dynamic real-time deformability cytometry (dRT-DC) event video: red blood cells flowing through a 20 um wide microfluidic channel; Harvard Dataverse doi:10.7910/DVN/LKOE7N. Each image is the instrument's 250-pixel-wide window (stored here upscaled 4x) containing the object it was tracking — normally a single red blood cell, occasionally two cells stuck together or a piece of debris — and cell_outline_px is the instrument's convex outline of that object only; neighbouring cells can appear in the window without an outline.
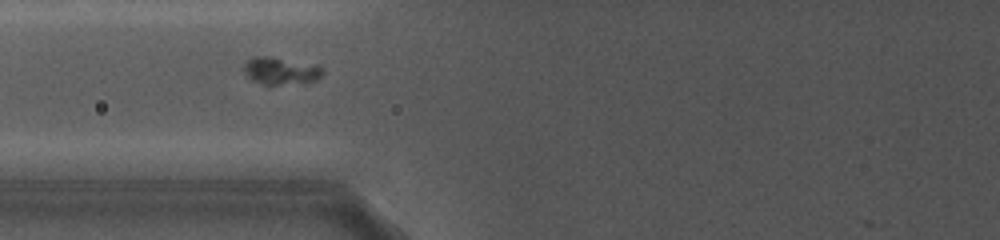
{"species": "common noctule bat (a hibernating species)", "species_latin": "Nyctalus noctula", "temperature_condition": "cold", "stored_images_in_passage": 35, "camera_frame_rate_fps": 5000, "um_per_image_px": 0.085, "animal": {"sex": "female", "body_mass_g": 19.0, "forearm_length_mm": 56.7}, "frame": {"image": 1, "passage_image": 10, "time_ms": 2.4, "image_size_px": [1000, 240], "cell_outline_px": [[324, 72], [316, 80], [276, 84], [264, 84], [252, 80], [240, 68], [252, 56], [268, 56], [324, 68]], "centroid_in_image_um": [23.76, 6.01], "position_along_channel_um": 102.0, "area_um2": 11.96}}
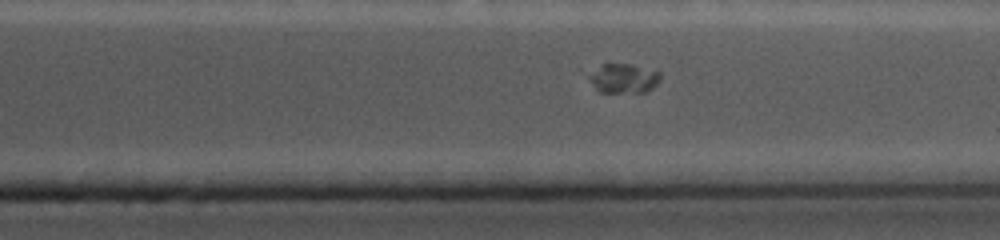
{"frame": {"image": 2, "passage_image": 29, "time_ms": 9.0, "image_size_px": [1000, 240], "cell_outline_px": [[660, 80], [652, 88], [644, 92], [600, 92], [596, 88], [592, 80], [592, 76], [604, 64], [632, 64], [660, 72]], "centroid_in_image_um": [53.12, 6.67], "position_along_channel_um": 358.3, "area_um2": 11.56}}
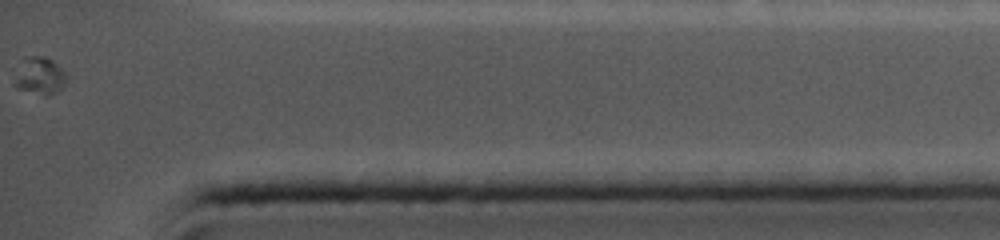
{"frame": {"image": 3, "passage_image": 35, "time_ms": 11.0, "image_size_px": [1000, 240], "cell_outline_px": [[64, 84], [56, 92], [48, 96], [16, 88], [12, 84], [24, 56], [44, 56], [52, 60], [64, 72]], "centroid_in_image_um": [3.32, 6.44], "position_along_channel_um": 431.9, "area_um2": 11.04}}